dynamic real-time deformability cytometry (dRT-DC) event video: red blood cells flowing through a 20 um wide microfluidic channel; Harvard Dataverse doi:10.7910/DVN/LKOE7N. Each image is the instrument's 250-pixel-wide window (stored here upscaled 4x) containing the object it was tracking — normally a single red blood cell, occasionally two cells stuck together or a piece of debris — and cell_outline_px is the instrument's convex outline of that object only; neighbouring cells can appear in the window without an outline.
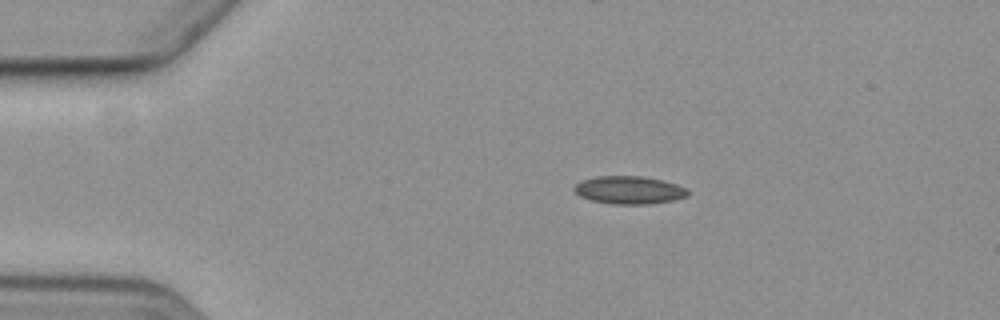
{"species": "common noctule bat (a hibernating species)", "species_latin": "Nyctalus noctula", "temperature_condition": "cold", "stored_images_in_passage": 6, "camera_frame_rate_fps": 3000, "um_per_image_px": 0.085, "animal": {"sex": "female", "body_mass_g": 19.3, "forearm_length_mm": 54.1}, "frame": {"image": 1, "passage_image": 1, "time_ms": 0.0, "image_size_px": [1000, 320], "cell_outline_px": [[688, 196], [672, 200], [644, 204], [612, 204], [592, 200], [580, 196], [572, 188], [576, 184], [584, 180], [596, 176], [640, 176], [660, 180], [676, 184], [688, 188]], "centroid_in_image_um": [53.47, 16.15], "position_along_channel_um": 31.5, "area_um2": 18.21}}
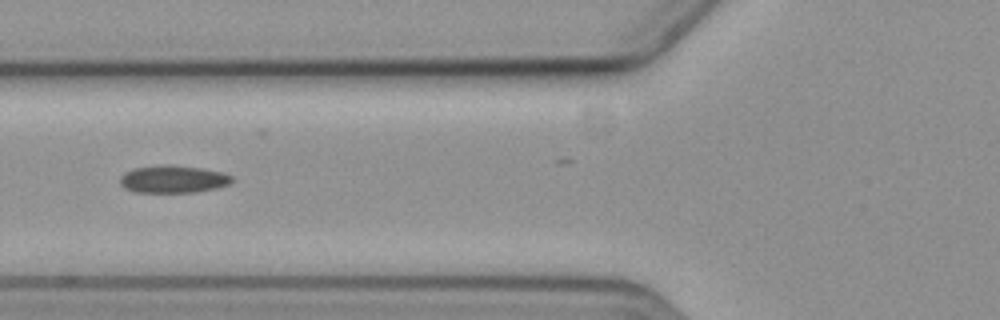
{"frame": {"image": 2, "passage_image": 4, "time_ms": 3.667, "image_size_px": [1000, 320], "cell_outline_px": [[232, 180], [228, 184], [216, 188], [196, 192], [136, 192], [124, 188], [120, 184], [120, 176], [124, 172], [132, 168], [164, 164], [172, 164], [200, 168], [224, 172], [232, 176]], "centroid_in_image_um": [14.68, 15.21], "position_along_channel_um": 111.1, "area_um2": 18.09}}
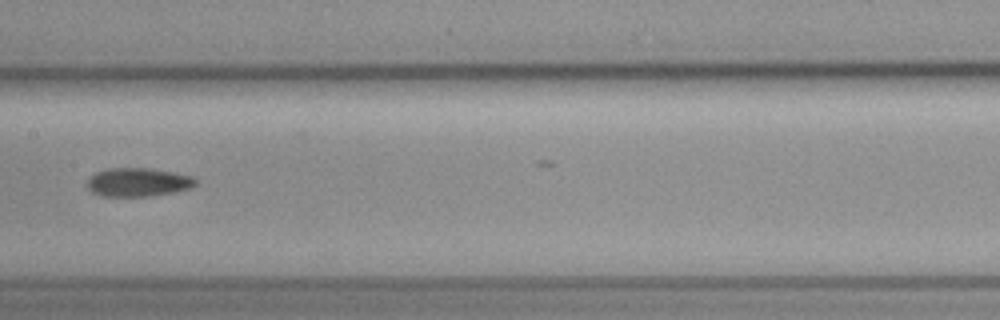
{"frame": {"image": 3, "passage_image": 6, "time_ms": 6.0, "image_size_px": [1000, 320], "cell_outline_px": [[196, 184], [192, 188], [176, 192], [148, 196], [100, 196], [92, 192], [88, 188], [88, 180], [96, 172], [108, 168], [148, 168], [172, 172], [192, 176], [196, 180]], "centroid_in_image_um": [11.75, 15.49], "position_along_channel_um": 195.7, "area_um2": 18.03}}